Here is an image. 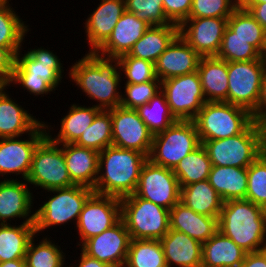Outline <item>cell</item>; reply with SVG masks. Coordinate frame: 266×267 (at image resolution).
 <instances>
[{
	"label": "cell",
	"instance_id": "cell-1",
	"mask_svg": "<svg viewBox=\"0 0 266 267\" xmlns=\"http://www.w3.org/2000/svg\"><path fill=\"white\" fill-rule=\"evenodd\" d=\"M67 74L72 85L76 84L86 97L96 102L95 107L109 110L120 106L123 82L118 58L88 51L72 64Z\"/></svg>",
	"mask_w": 266,
	"mask_h": 267
},
{
	"label": "cell",
	"instance_id": "cell-2",
	"mask_svg": "<svg viewBox=\"0 0 266 267\" xmlns=\"http://www.w3.org/2000/svg\"><path fill=\"white\" fill-rule=\"evenodd\" d=\"M148 156L110 145L99 152L98 177L93 191L119 199L134 194Z\"/></svg>",
	"mask_w": 266,
	"mask_h": 267
},
{
	"label": "cell",
	"instance_id": "cell-3",
	"mask_svg": "<svg viewBox=\"0 0 266 267\" xmlns=\"http://www.w3.org/2000/svg\"><path fill=\"white\" fill-rule=\"evenodd\" d=\"M19 50L15 55L14 69L7 86H14L27 90L28 94L38 97L49 95L57 88L63 79V65L61 58L53 50L42 47Z\"/></svg>",
	"mask_w": 266,
	"mask_h": 267
},
{
	"label": "cell",
	"instance_id": "cell-4",
	"mask_svg": "<svg viewBox=\"0 0 266 267\" xmlns=\"http://www.w3.org/2000/svg\"><path fill=\"white\" fill-rule=\"evenodd\" d=\"M218 230L246 253L263 250L266 210L245 199L227 200L218 218Z\"/></svg>",
	"mask_w": 266,
	"mask_h": 267
},
{
	"label": "cell",
	"instance_id": "cell-5",
	"mask_svg": "<svg viewBox=\"0 0 266 267\" xmlns=\"http://www.w3.org/2000/svg\"><path fill=\"white\" fill-rule=\"evenodd\" d=\"M212 166L248 168L264 151V127L255 121L238 135L201 141Z\"/></svg>",
	"mask_w": 266,
	"mask_h": 267
},
{
	"label": "cell",
	"instance_id": "cell-6",
	"mask_svg": "<svg viewBox=\"0 0 266 267\" xmlns=\"http://www.w3.org/2000/svg\"><path fill=\"white\" fill-rule=\"evenodd\" d=\"M200 141L243 133L253 122L250 111L228 102H206L194 118Z\"/></svg>",
	"mask_w": 266,
	"mask_h": 267
},
{
	"label": "cell",
	"instance_id": "cell-7",
	"mask_svg": "<svg viewBox=\"0 0 266 267\" xmlns=\"http://www.w3.org/2000/svg\"><path fill=\"white\" fill-rule=\"evenodd\" d=\"M121 219L131 239L161 240L170 229V210L135 194L123 197Z\"/></svg>",
	"mask_w": 266,
	"mask_h": 267
},
{
	"label": "cell",
	"instance_id": "cell-8",
	"mask_svg": "<svg viewBox=\"0 0 266 267\" xmlns=\"http://www.w3.org/2000/svg\"><path fill=\"white\" fill-rule=\"evenodd\" d=\"M47 192L51 196L46 197L48 200L35 209L34 224L38 236L50 227L56 228L54 226H65L73 222L76 225L84 203L94 191L86 186L73 185Z\"/></svg>",
	"mask_w": 266,
	"mask_h": 267
},
{
	"label": "cell",
	"instance_id": "cell-9",
	"mask_svg": "<svg viewBox=\"0 0 266 267\" xmlns=\"http://www.w3.org/2000/svg\"><path fill=\"white\" fill-rule=\"evenodd\" d=\"M200 145L194 121L177 120L166 130L154 134L148 159L156 165L173 170Z\"/></svg>",
	"mask_w": 266,
	"mask_h": 267
},
{
	"label": "cell",
	"instance_id": "cell-10",
	"mask_svg": "<svg viewBox=\"0 0 266 267\" xmlns=\"http://www.w3.org/2000/svg\"><path fill=\"white\" fill-rule=\"evenodd\" d=\"M26 181L46 191L75 185L69 176L63 155V144L54 143L46 136L36 147L30 173Z\"/></svg>",
	"mask_w": 266,
	"mask_h": 267
},
{
	"label": "cell",
	"instance_id": "cell-11",
	"mask_svg": "<svg viewBox=\"0 0 266 267\" xmlns=\"http://www.w3.org/2000/svg\"><path fill=\"white\" fill-rule=\"evenodd\" d=\"M170 112L179 121H193L207 102L198 72L161 81Z\"/></svg>",
	"mask_w": 266,
	"mask_h": 267
},
{
	"label": "cell",
	"instance_id": "cell-12",
	"mask_svg": "<svg viewBox=\"0 0 266 267\" xmlns=\"http://www.w3.org/2000/svg\"><path fill=\"white\" fill-rule=\"evenodd\" d=\"M227 70L228 103L252 113L258 105L264 76L261 60L227 62Z\"/></svg>",
	"mask_w": 266,
	"mask_h": 267
},
{
	"label": "cell",
	"instance_id": "cell-13",
	"mask_svg": "<svg viewBox=\"0 0 266 267\" xmlns=\"http://www.w3.org/2000/svg\"><path fill=\"white\" fill-rule=\"evenodd\" d=\"M47 136L46 127L42 122L27 139L20 137L0 138V176L8 179L13 174L26 180L32 165L33 153L38 144ZM15 174V175H14ZM6 176V177H5ZM5 177V178H3Z\"/></svg>",
	"mask_w": 266,
	"mask_h": 267
},
{
	"label": "cell",
	"instance_id": "cell-14",
	"mask_svg": "<svg viewBox=\"0 0 266 267\" xmlns=\"http://www.w3.org/2000/svg\"><path fill=\"white\" fill-rule=\"evenodd\" d=\"M121 219L120 199L93 192L83 205L74 230L80 239L77 247L87 239L111 228Z\"/></svg>",
	"mask_w": 266,
	"mask_h": 267
},
{
	"label": "cell",
	"instance_id": "cell-15",
	"mask_svg": "<svg viewBox=\"0 0 266 267\" xmlns=\"http://www.w3.org/2000/svg\"><path fill=\"white\" fill-rule=\"evenodd\" d=\"M134 194L170 210L180 201L181 188L172 169L147 159Z\"/></svg>",
	"mask_w": 266,
	"mask_h": 267
},
{
	"label": "cell",
	"instance_id": "cell-16",
	"mask_svg": "<svg viewBox=\"0 0 266 267\" xmlns=\"http://www.w3.org/2000/svg\"><path fill=\"white\" fill-rule=\"evenodd\" d=\"M112 145L149 156L153 133L134 109L121 106L111 109Z\"/></svg>",
	"mask_w": 266,
	"mask_h": 267
},
{
	"label": "cell",
	"instance_id": "cell-17",
	"mask_svg": "<svg viewBox=\"0 0 266 267\" xmlns=\"http://www.w3.org/2000/svg\"><path fill=\"white\" fill-rule=\"evenodd\" d=\"M130 233L120 219L111 228L97 236L87 239L80 249L110 267H124L130 245Z\"/></svg>",
	"mask_w": 266,
	"mask_h": 267
},
{
	"label": "cell",
	"instance_id": "cell-18",
	"mask_svg": "<svg viewBox=\"0 0 266 267\" xmlns=\"http://www.w3.org/2000/svg\"><path fill=\"white\" fill-rule=\"evenodd\" d=\"M228 18H188L179 25V35L201 56L219 52Z\"/></svg>",
	"mask_w": 266,
	"mask_h": 267
},
{
	"label": "cell",
	"instance_id": "cell-19",
	"mask_svg": "<svg viewBox=\"0 0 266 267\" xmlns=\"http://www.w3.org/2000/svg\"><path fill=\"white\" fill-rule=\"evenodd\" d=\"M26 180L0 179V224H11L16 218L35 223L34 194ZM33 209V211H32Z\"/></svg>",
	"mask_w": 266,
	"mask_h": 267
},
{
	"label": "cell",
	"instance_id": "cell-20",
	"mask_svg": "<svg viewBox=\"0 0 266 267\" xmlns=\"http://www.w3.org/2000/svg\"><path fill=\"white\" fill-rule=\"evenodd\" d=\"M98 6L84 23L90 52H96L110 37L115 25L126 11L125 0H99Z\"/></svg>",
	"mask_w": 266,
	"mask_h": 267
},
{
	"label": "cell",
	"instance_id": "cell-21",
	"mask_svg": "<svg viewBox=\"0 0 266 267\" xmlns=\"http://www.w3.org/2000/svg\"><path fill=\"white\" fill-rule=\"evenodd\" d=\"M201 56L178 35L158 57L155 74L160 81L196 72Z\"/></svg>",
	"mask_w": 266,
	"mask_h": 267
},
{
	"label": "cell",
	"instance_id": "cell-22",
	"mask_svg": "<svg viewBox=\"0 0 266 267\" xmlns=\"http://www.w3.org/2000/svg\"><path fill=\"white\" fill-rule=\"evenodd\" d=\"M8 88L0 86V138L27 136L43 121L29 113L27 108L25 110L16 99L13 100L6 90Z\"/></svg>",
	"mask_w": 266,
	"mask_h": 267
},
{
	"label": "cell",
	"instance_id": "cell-23",
	"mask_svg": "<svg viewBox=\"0 0 266 267\" xmlns=\"http://www.w3.org/2000/svg\"><path fill=\"white\" fill-rule=\"evenodd\" d=\"M150 26L146 21L136 17L134 13L125 11L110 37L96 52L113 58L127 54Z\"/></svg>",
	"mask_w": 266,
	"mask_h": 267
},
{
	"label": "cell",
	"instance_id": "cell-24",
	"mask_svg": "<svg viewBox=\"0 0 266 267\" xmlns=\"http://www.w3.org/2000/svg\"><path fill=\"white\" fill-rule=\"evenodd\" d=\"M63 155L71 181L94 189L98 177L99 152L75 143L63 144Z\"/></svg>",
	"mask_w": 266,
	"mask_h": 267
},
{
	"label": "cell",
	"instance_id": "cell-25",
	"mask_svg": "<svg viewBox=\"0 0 266 267\" xmlns=\"http://www.w3.org/2000/svg\"><path fill=\"white\" fill-rule=\"evenodd\" d=\"M170 229L185 233L203 244L218 231V219L196 213L179 201L170 209Z\"/></svg>",
	"mask_w": 266,
	"mask_h": 267
},
{
	"label": "cell",
	"instance_id": "cell-26",
	"mask_svg": "<svg viewBox=\"0 0 266 267\" xmlns=\"http://www.w3.org/2000/svg\"><path fill=\"white\" fill-rule=\"evenodd\" d=\"M160 241L167 267H201L202 244L197 240L169 229Z\"/></svg>",
	"mask_w": 266,
	"mask_h": 267
},
{
	"label": "cell",
	"instance_id": "cell-27",
	"mask_svg": "<svg viewBox=\"0 0 266 267\" xmlns=\"http://www.w3.org/2000/svg\"><path fill=\"white\" fill-rule=\"evenodd\" d=\"M66 115L60 120V130L53 136V127L44 121L47 136L57 144L75 143L83 132L92 124L96 115L101 111L100 108L72 103ZM51 127V128H49Z\"/></svg>",
	"mask_w": 266,
	"mask_h": 267
},
{
	"label": "cell",
	"instance_id": "cell-28",
	"mask_svg": "<svg viewBox=\"0 0 266 267\" xmlns=\"http://www.w3.org/2000/svg\"><path fill=\"white\" fill-rule=\"evenodd\" d=\"M197 72L207 102H228L227 61L216 56L202 57Z\"/></svg>",
	"mask_w": 266,
	"mask_h": 267
},
{
	"label": "cell",
	"instance_id": "cell-29",
	"mask_svg": "<svg viewBox=\"0 0 266 267\" xmlns=\"http://www.w3.org/2000/svg\"><path fill=\"white\" fill-rule=\"evenodd\" d=\"M246 252L219 230L202 244L201 267H237Z\"/></svg>",
	"mask_w": 266,
	"mask_h": 267
},
{
	"label": "cell",
	"instance_id": "cell-30",
	"mask_svg": "<svg viewBox=\"0 0 266 267\" xmlns=\"http://www.w3.org/2000/svg\"><path fill=\"white\" fill-rule=\"evenodd\" d=\"M178 35L179 25L177 24L150 26L128 54L155 63Z\"/></svg>",
	"mask_w": 266,
	"mask_h": 267
},
{
	"label": "cell",
	"instance_id": "cell-31",
	"mask_svg": "<svg viewBox=\"0 0 266 267\" xmlns=\"http://www.w3.org/2000/svg\"><path fill=\"white\" fill-rule=\"evenodd\" d=\"M181 188L180 201L194 212L219 218L224 201L208 179Z\"/></svg>",
	"mask_w": 266,
	"mask_h": 267
},
{
	"label": "cell",
	"instance_id": "cell-32",
	"mask_svg": "<svg viewBox=\"0 0 266 267\" xmlns=\"http://www.w3.org/2000/svg\"><path fill=\"white\" fill-rule=\"evenodd\" d=\"M247 168L212 166L208 181L220 195L222 200H238L246 198Z\"/></svg>",
	"mask_w": 266,
	"mask_h": 267
},
{
	"label": "cell",
	"instance_id": "cell-33",
	"mask_svg": "<svg viewBox=\"0 0 266 267\" xmlns=\"http://www.w3.org/2000/svg\"><path fill=\"white\" fill-rule=\"evenodd\" d=\"M35 235L34 223L0 224V263L25 259L28 244Z\"/></svg>",
	"mask_w": 266,
	"mask_h": 267
},
{
	"label": "cell",
	"instance_id": "cell-34",
	"mask_svg": "<svg viewBox=\"0 0 266 267\" xmlns=\"http://www.w3.org/2000/svg\"><path fill=\"white\" fill-rule=\"evenodd\" d=\"M9 2L11 0H6L0 5V47L9 48L16 55L31 29Z\"/></svg>",
	"mask_w": 266,
	"mask_h": 267
},
{
	"label": "cell",
	"instance_id": "cell-35",
	"mask_svg": "<svg viewBox=\"0 0 266 267\" xmlns=\"http://www.w3.org/2000/svg\"><path fill=\"white\" fill-rule=\"evenodd\" d=\"M48 236L38 243H35L39 239L37 234L30 240L25 255L26 267H68L65 264L66 253Z\"/></svg>",
	"mask_w": 266,
	"mask_h": 267
},
{
	"label": "cell",
	"instance_id": "cell-36",
	"mask_svg": "<svg viewBox=\"0 0 266 267\" xmlns=\"http://www.w3.org/2000/svg\"><path fill=\"white\" fill-rule=\"evenodd\" d=\"M212 164L205 147L201 144L183 158L173 169L180 187L208 179Z\"/></svg>",
	"mask_w": 266,
	"mask_h": 267
},
{
	"label": "cell",
	"instance_id": "cell-37",
	"mask_svg": "<svg viewBox=\"0 0 266 267\" xmlns=\"http://www.w3.org/2000/svg\"><path fill=\"white\" fill-rule=\"evenodd\" d=\"M124 267H167L161 241L131 239Z\"/></svg>",
	"mask_w": 266,
	"mask_h": 267
},
{
	"label": "cell",
	"instance_id": "cell-38",
	"mask_svg": "<svg viewBox=\"0 0 266 267\" xmlns=\"http://www.w3.org/2000/svg\"><path fill=\"white\" fill-rule=\"evenodd\" d=\"M228 27L260 53L265 49L266 31L248 10L238 7L228 18Z\"/></svg>",
	"mask_w": 266,
	"mask_h": 267
},
{
	"label": "cell",
	"instance_id": "cell-39",
	"mask_svg": "<svg viewBox=\"0 0 266 267\" xmlns=\"http://www.w3.org/2000/svg\"><path fill=\"white\" fill-rule=\"evenodd\" d=\"M136 111L153 135L166 130L177 121L170 112L165 93L162 90L147 104L138 107Z\"/></svg>",
	"mask_w": 266,
	"mask_h": 267
},
{
	"label": "cell",
	"instance_id": "cell-40",
	"mask_svg": "<svg viewBox=\"0 0 266 267\" xmlns=\"http://www.w3.org/2000/svg\"><path fill=\"white\" fill-rule=\"evenodd\" d=\"M75 144L98 152L112 145L111 109L101 110Z\"/></svg>",
	"mask_w": 266,
	"mask_h": 267
},
{
	"label": "cell",
	"instance_id": "cell-41",
	"mask_svg": "<svg viewBox=\"0 0 266 267\" xmlns=\"http://www.w3.org/2000/svg\"><path fill=\"white\" fill-rule=\"evenodd\" d=\"M216 57L227 62L251 61L260 59V52L227 26Z\"/></svg>",
	"mask_w": 266,
	"mask_h": 267
},
{
	"label": "cell",
	"instance_id": "cell-42",
	"mask_svg": "<svg viewBox=\"0 0 266 267\" xmlns=\"http://www.w3.org/2000/svg\"><path fill=\"white\" fill-rule=\"evenodd\" d=\"M119 69L124 84H141L149 81H160L155 74V65L143 59L130 56L128 53L118 57ZM125 76V77H124Z\"/></svg>",
	"mask_w": 266,
	"mask_h": 267
},
{
	"label": "cell",
	"instance_id": "cell-43",
	"mask_svg": "<svg viewBox=\"0 0 266 267\" xmlns=\"http://www.w3.org/2000/svg\"><path fill=\"white\" fill-rule=\"evenodd\" d=\"M247 191L245 200L266 210V152L264 151L247 168Z\"/></svg>",
	"mask_w": 266,
	"mask_h": 267
},
{
	"label": "cell",
	"instance_id": "cell-44",
	"mask_svg": "<svg viewBox=\"0 0 266 267\" xmlns=\"http://www.w3.org/2000/svg\"><path fill=\"white\" fill-rule=\"evenodd\" d=\"M124 94H121L120 106L136 110L147 104L160 90L161 81H149L141 84H123Z\"/></svg>",
	"mask_w": 266,
	"mask_h": 267
},
{
	"label": "cell",
	"instance_id": "cell-45",
	"mask_svg": "<svg viewBox=\"0 0 266 267\" xmlns=\"http://www.w3.org/2000/svg\"><path fill=\"white\" fill-rule=\"evenodd\" d=\"M125 6L151 26L174 24L165 15L162 0H125Z\"/></svg>",
	"mask_w": 266,
	"mask_h": 267
},
{
	"label": "cell",
	"instance_id": "cell-46",
	"mask_svg": "<svg viewBox=\"0 0 266 267\" xmlns=\"http://www.w3.org/2000/svg\"><path fill=\"white\" fill-rule=\"evenodd\" d=\"M239 7V0H192L189 18H229Z\"/></svg>",
	"mask_w": 266,
	"mask_h": 267
},
{
	"label": "cell",
	"instance_id": "cell-47",
	"mask_svg": "<svg viewBox=\"0 0 266 267\" xmlns=\"http://www.w3.org/2000/svg\"><path fill=\"white\" fill-rule=\"evenodd\" d=\"M166 17L174 24L180 25L189 18L192 0H162Z\"/></svg>",
	"mask_w": 266,
	"mask_h": 267
},
{
	"label": "cell",
	"instance_id": "cell-48",
	"mask_svg": "<svg viewBox=\"0 0 266 267\" xmlns=\"http://www.w3.org/2000/svg\"><path fill=\"white\" fill-rule=\"evenodd\" d=\"M15 54L6 47H0V85L9 83L14 69Z\"/></svg>",
	"mask_w": 266,
	"mask_h": 267
},
{
	"label": "cell",
	"instance_id": "cell-49",
	"mask_svg": "<svg viewBox=\"0 0 266 267\" xmlns=\"http://www.w3.org/2000/svg\"><path fill=\"white\" fill-rule=\"evenodd\" d=\"M252 116L257 124L266 127V75L263 76L258 105L252 112Z\"/></svg>",
	"mask_w": 266,
	"mask_h": 267
},
{
	"label": "cell",
	"instance_id": "cell-50",
	"mask_svg": "<svg viewBox=\"0 0 266 267\" xmlns=\"http://www.w3.org/2000/svg\"><path fill=\"white\" fill-rule=\"evenodd\" d=\"M237 267H266V253L264 250L246 253L243 262Z\"/></svg>",
	"mask_w": 266,
	"mask_h": 267
},
{
	"label": "cell",
	"instance_id": "cell-51",
	"mask_svg": "<svg viewBox=\"0 0 266 267\" xmlns=\"http://www.w3.org/2000/svg\"><path fill=\"white\" fill-rule=\"evenodd\" d=\"M248 11L266 31V2L253 4Z\"/></svg>",
	"mask_w": 266,
	"mask_h": 267
},
{
	"label": "cell",
	"instance_id": "cell-52",
	"mask_svg": "<svg viewBox=\"0 0 266 267\" xmlns=\"http://www.w3.org/2000/svg\"><path fill=\"white\" fill-rule=\"evenodd\" d=\"M80 252H81L79 256L80 259L78 257V260H77L78 264H76L75 266L69 265L68 267H110L109 265L103 262H100L96 258H92L88 256L82 250H80Z\"/></svg>",
	"mask_w": 266,
	"mask_h": 267
},
{
	"label": "cell",
	"instance_id": "cell-53",
	"mask_svg": "<svg viewBox=\"0 0 266 267\" xmlns=\"http://www.w3.org/2000/svg\"><path fill=\"white\" fill-rule=\"evenodd\" d=\"M0 267H26L25 259H16L0 263Z\"/></svg>",
	"mask_w": 266,
	"mask_h": 267
},
{
	"label": "cell",
	"instance_id": "cell-54",
	"mask_svg": "<svg viewBox=\"0 0 266 267\" xmlns=\"http://www.w3.org/2000/svg\"><path fill=\"white\" fill-rule=\"evenodd\" d=\"M266 0H239V7L248 10L253 4L264 3Z\"/></svg>",
	"mask_w": 266,
	"mask_h": 267
},
{
	"label": "cell",
	"instance_id": "cell-55",
	"mask_svg": "<svg viewBox=\"0 0 266 267\" xmlns=\"http://www.w3.org/2000/svg\"><path fill=\"white\" fill-rule=\"evenodd\" d=\"M260 60L262 62L263 74L266 75V52L260 53Z\"/></svg>",
	"mask_w": 266,
	"mask_h": 267
},
{
	"label": "cell",
	"instance_id": "cell-56",
	"mask_svg": "<svg viewBox=\"0 0 266 267\" xmlns=\"http://www.w3.org/2000/svg\"><path fill=\"white\" fill-rule=\"evenodd\" d=\"M264 147L266 152V127L264 128Z\"/></svg>",
	"mask_w": 266,
	"mask_h": 267
},
{
	"label": "cell",
	"instance_id": "cell-57",
	"mask_svg": "<svg viewBox=\"0 0 266 267\" xmlns=\"http://www.w3.org/2000/svg\"><path fill=\"white\" fill-rule=\"evenodd\" d=\"M263 250H264V252L266 253V243H265V245H264V247H263Z\"/></svg>",
	"mask_w": 266,
	"mask_h": 267
},
{
	"label": "cell",
	"instance_id": "cell-58",
	"mask_svg": "<svg viewBox=\"0 0 266 267\" xmlns=\"http://www.w3.org/2000/svg\"><path fill=\"white\" fill-rule=\"evenodd\" d=\"M6 0H0V5L3 4Z\"/></svg>",
	"mask_w": 266,
	"mask_h": 267
}]
</instances>
